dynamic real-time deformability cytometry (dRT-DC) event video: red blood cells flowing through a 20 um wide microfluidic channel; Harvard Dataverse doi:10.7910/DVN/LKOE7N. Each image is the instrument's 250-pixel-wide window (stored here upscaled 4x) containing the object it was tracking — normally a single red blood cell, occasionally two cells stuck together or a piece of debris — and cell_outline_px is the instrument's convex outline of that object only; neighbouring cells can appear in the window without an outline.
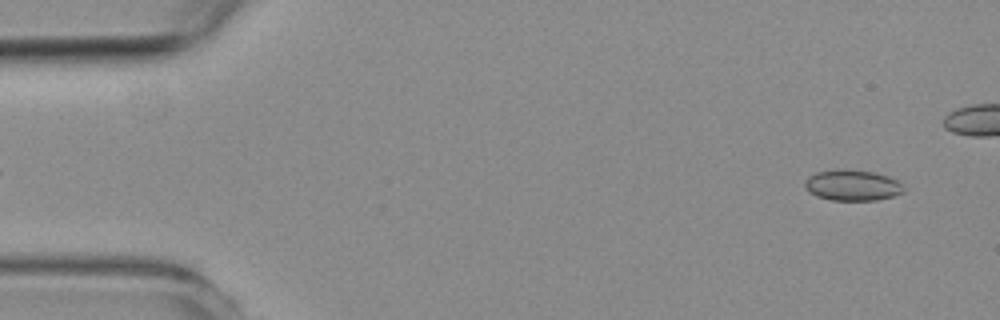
{"species": "common noctule bat (a hibernating species)", "species_latin": "Nyctalus noctula", "temperature_condition": "room temperature", "stored_images_in_passage": 46, "camera_frame_rate_fps": 3000, "um_per_image_px": 0.085, "animal": {"sex": "female", "body_mass_g": 19.3, "forearm_length_mm": 54.1}, "frame": {"image": 1, "passage_image": 3, "time_ms": 0.667, "image_size_px": [1000, 320], "cell_outline_px": [[904, 192], [892, 196], [876, 200], [832, 200], [816, 196], [808, 192], [804, 188], [804, 180], [808, 176], [816, 172], [872, 172], [888, 176], [904, 184]], "centroid_in_image_um": [72.45, 15.8], "position_along_channel_um": 12.5, "area_um2": 17.17}}
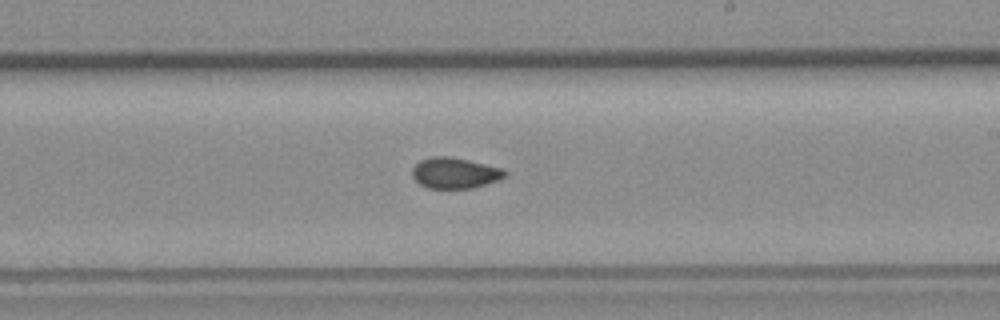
{"frame": {"image": 2, "passage_image": 31, "time_ms": 10.0, "image_size_px": [1000, 320], "cell_outline_px": [[508, 176], [500, 180], [472, 188], [428, 188], [420, 184], [412, 176], [412, 168], [420, 160], [432, 156], [448, 156], [468, 160], [504, 168], [508, 172]], "centroid_in_image_um": [38.71, 14.7], "position_along_channel_um": 250.3, "area_um2": 16.82}}
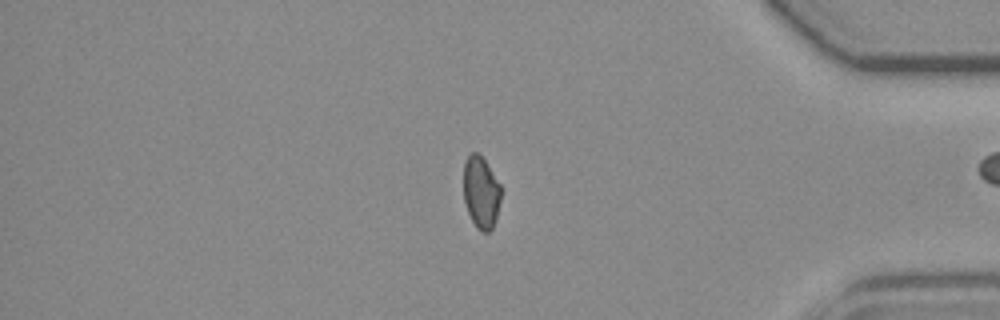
{"frame": {"image": 3, "passage_image": 45, "time_ms": 14.667, "image_size_px": [1000, 320], "cell_outline_px": [[500, 200], [496, 220], [492, 228], [488, 232], [480, 232], [476, 228], [468, 212], [464, 200], [464, 160], [472, 152], [476, 152], [484, 160], [500, 184]], "centroid_in_image_um": [40.88, 16.37], "position_along_channel_um": 394.3, "area_um2": 15.61}}